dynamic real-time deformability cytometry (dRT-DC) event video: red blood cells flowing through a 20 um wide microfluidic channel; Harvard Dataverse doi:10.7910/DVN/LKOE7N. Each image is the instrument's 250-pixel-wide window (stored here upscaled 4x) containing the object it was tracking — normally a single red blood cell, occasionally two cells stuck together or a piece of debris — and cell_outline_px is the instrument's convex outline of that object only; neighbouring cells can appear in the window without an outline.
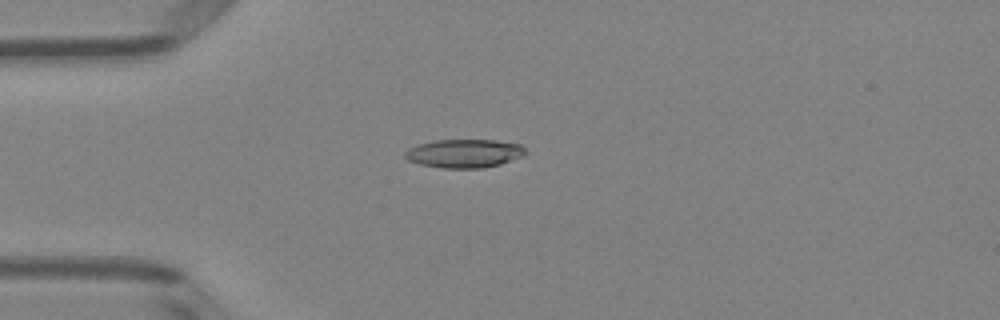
{"species": "Egyptian fruit bat (a non-hibernating species)", "species_latin": "Rousettus aegyptiacus", "temperature_condition": "room temperature", "stored_images_in_passage": 51, "camera_frame_rate_fps": 3000, "um_per_image_px": 0.085, "animal": {"sex": "female"}, "frame": {"image": 1, "passage_image": 14, "time_ms": 4.333, "image_size_px": [1000, 320], "cell_outline_px": [[528, 152], [524, 156], [500, 164], [484, 168], [440, 168], [420, 164], [408, 160], [404, 156], [404, 152], [408, 148], [420, 144], [436, 140], [496, 140], [520, 144]], "centroid_in_image_um": [39.48, 13.04], "position_along_channel_um": 45.5, "area_um2": 20.11}}
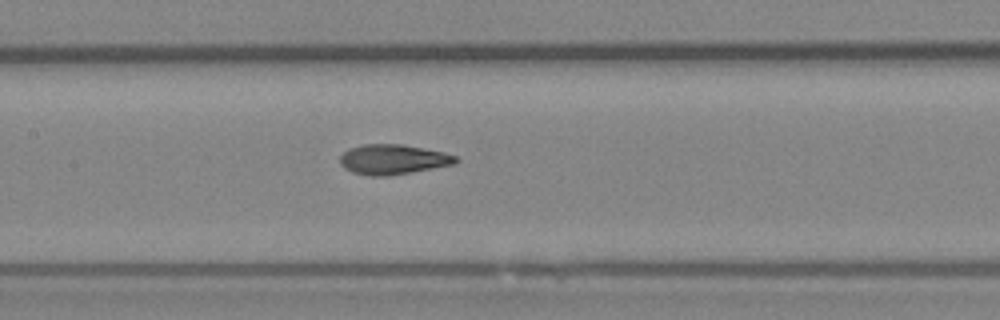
{"frame": {"image": 2, "passage_image": 25, "time_ms": 8.0, "image_size_px": [1000, 320], "cell_outline_px": [[460, 160], [456, 164], [388, 176], [368, 176], [352, 172], [344, 168], [340, 164], [340, 156], [348, 148], [364, 144], [400, 144], [444, 152], [456, 156]], "centroid_in_image_um": [33.39, 13.55], "position_along_channel_um": 174.0, "area_um2": 20.29}}
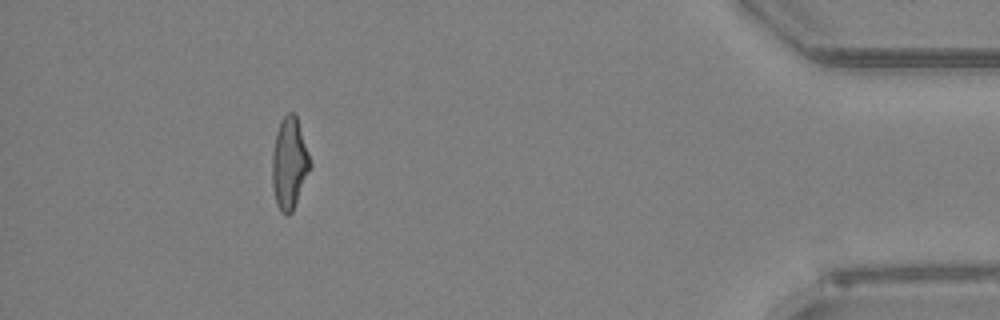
{"frame": {"image": 3, "passage_image": 47, "time_ms": 15.333, "image_size_px": [1000, 320], "cell_outline_px": [[312, 164], [292, 212], [288, 216], [280, 212], [276, 204], [272, 184], [272, 152], [276, 132], [280, 120], [288, 112], [292, 112], [296, 116]], "centroid_in_image_um": [24.57, 13.9], "position_along_channel_um": 410.6, "area_um2": 20.17}, "authors_computed_cell_mechanics": {"area_um2": 20.1144, "velocity_mm_per_s": 3.9861, "shape_relaxation_time_tau1_ms": 4.0024, "shape_relaxation_time_tau2_ms": 1.3176, "deformation_change_tau1": 0.1806, "deformation_change_tau2": 0.0914}}